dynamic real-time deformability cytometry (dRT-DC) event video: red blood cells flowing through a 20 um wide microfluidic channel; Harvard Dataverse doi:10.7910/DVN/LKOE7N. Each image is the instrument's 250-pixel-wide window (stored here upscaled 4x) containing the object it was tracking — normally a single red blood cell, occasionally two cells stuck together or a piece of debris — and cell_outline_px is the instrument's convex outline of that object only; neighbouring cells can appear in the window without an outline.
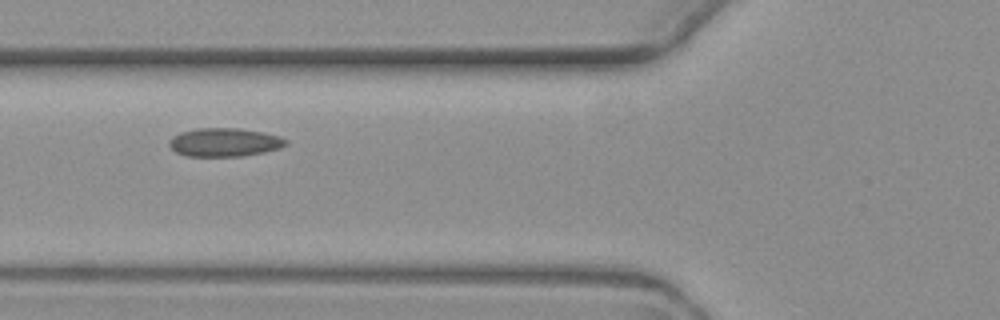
{"species": "common noctule bat (a hibernating species)", "species_latin": "Nyctalus noctula", "temperature_condition": "warm", "stored_images_in_passage": 4, "camera_frame_rate_fps": 3000, "um_per_image_px": 0.085, "animal": {"sex": "female", "body_mass_g": 19.3, "forearm_length_mm": 54.1}, "frame": {"image": 1, "passage_image": 4, "time_ms": 3.667, "image_size_px": [1000, 320], "cell_outline_px": [[288, 144], [280, 148], [264, 152], [244, 156], [188, 156], [176, 152], [168, 144], [168, 140], [172, 136], [180, 132], [196, 128], [240, 128], [264, 132], [280, 136], [288, 140]], "centroid_in_image_um": [19.09, 12.08], "position_along_channel_um": 106.7, "area_um2": 19.59}}